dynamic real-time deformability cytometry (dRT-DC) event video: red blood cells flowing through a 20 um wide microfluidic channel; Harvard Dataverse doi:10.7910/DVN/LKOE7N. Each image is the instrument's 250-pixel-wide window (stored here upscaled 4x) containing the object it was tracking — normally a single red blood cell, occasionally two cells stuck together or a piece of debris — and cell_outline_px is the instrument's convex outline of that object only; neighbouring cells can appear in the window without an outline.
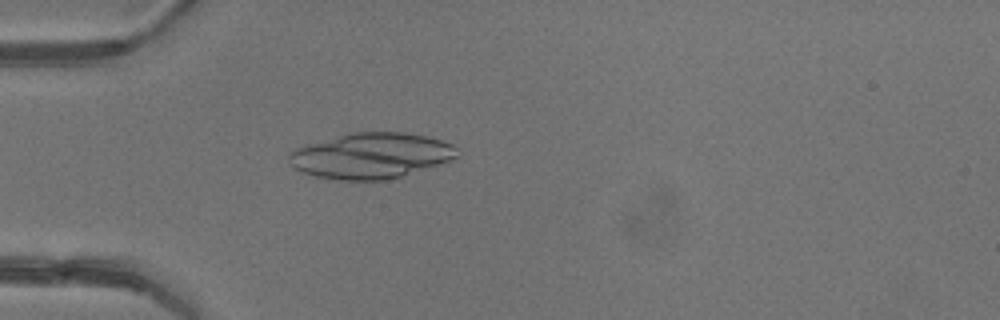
{"species": "common noctule bat (a hibernating species)", "species_latin": "Nyctalus noctula", "temperature_condition": "warm", "stored_images_in_passage": 4, "camera_frame_rate_fps": 3000, "um_per_image_px": 0.085, "animal": {"sex": "female"}, "frame": {"image": 1, "passage_image": 4, "time_ms": 4.333, "image_size_px": [1000, 320], "cell_outline_px": [[460, 156], [452, 160], [440, 164], [388, 180], [336, 180], [316, 176], [304, 172], [296, 168], [288, 160], [288, 156], [296, 148], [308, 144], [352, 132], [404, 132], [424, 136], [440, 140], [452, 144], [456, 148]], "centroid_in_image_um": [31.57, 13.24], "position_along_channel_um": 53.4, "area_um2": 44.39}}